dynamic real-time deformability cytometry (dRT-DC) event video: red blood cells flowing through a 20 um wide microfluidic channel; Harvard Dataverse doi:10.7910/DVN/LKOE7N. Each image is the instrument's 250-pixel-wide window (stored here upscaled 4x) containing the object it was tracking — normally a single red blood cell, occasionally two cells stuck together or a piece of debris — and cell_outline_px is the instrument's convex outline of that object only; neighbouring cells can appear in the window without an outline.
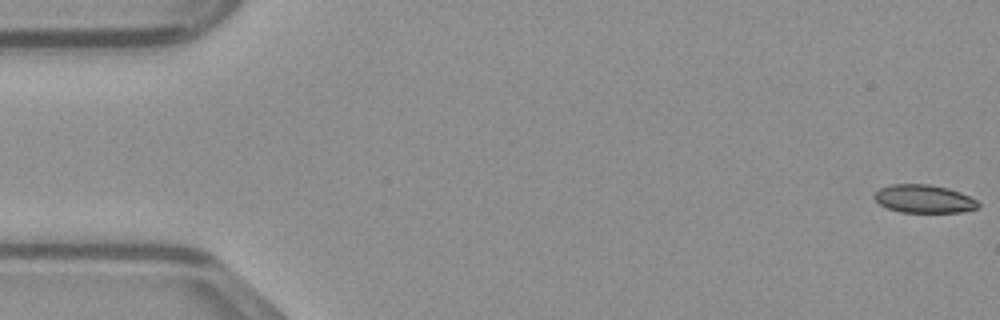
{"species": "common noctule bat (a hibernating species)", "species_latin": "Nyctalus noctula", "temperature_condition": "warm", "stored_images_in_passage": 49, "camera_frame_rate_fps": 3000, "um_per_image_px": 0.085, "animal": {"sex": "male", "body_mass_g": 23.1, "forearm_length_mm": 52.7}, "frame": {"image": 1, "passage_image": 1, "time_ms": 0.0, "image_size_px": [1000, 320], "cell_outline_px": [[980, 204], [976, 208], [960, 212], [900, 212], [888, 208], [880, 204], [872, 196], [880, 188], [892, 184], [928, 184], [948, 188], [960, 192], [976, 200]], "centroid_in_image_um": [78.51, 16.9], "position_along_channel_um": 6.5, "area_um2": 16.88}}
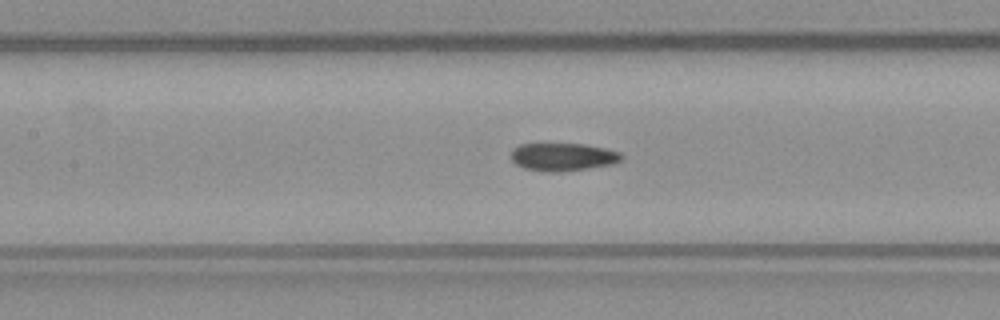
{"frame": {"image": 2, "passage_image": 22, "time_ms": 7.0, "image_size_px": [1000, 320], "cell_outline_px": [[624, 156], [616, 164], [560, 172], [544, 172], [524, 168], [516, 164], [512, 160], [512, 148], [520, 144], [584, 144], [604, 148], [620, 152]], "centroid_in_image_um": [47.86, 13.34], "position_along_channel_um": 159.5, "area_um2": 18.03}}
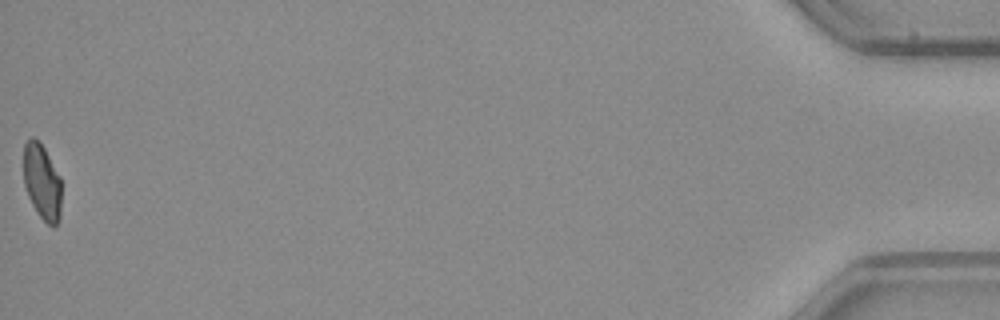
{"frame": {"image": 3, "passage_image": 49, "time_ms": 16.0, "image_size_px": [1000, 320], "cell_outline_px": [[60, 220], [52, 228], [36, 212], [28, 196], [24, 184], [24, 144], [32, 136], [40, 140], [60, 176]], "centroid_in_image_um": [3.57, 15.44], "position_along_channel_um": 431.6, "area_um2": 16.76}}